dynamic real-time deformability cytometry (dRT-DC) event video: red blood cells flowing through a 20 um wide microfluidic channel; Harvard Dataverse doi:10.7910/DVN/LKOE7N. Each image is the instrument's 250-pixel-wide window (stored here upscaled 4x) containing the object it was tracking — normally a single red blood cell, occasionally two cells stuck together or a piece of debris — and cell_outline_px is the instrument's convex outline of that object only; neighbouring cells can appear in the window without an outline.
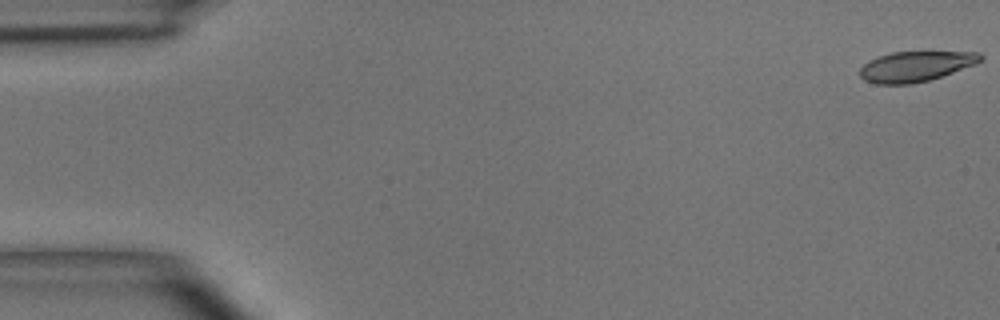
{"species": "common noctule bat (a hibernating species)", "species_latin": "Nyctalus noctula", "temperature_condition": "room temperature", "stored_images_in_passage": 51, "camera_frame_rate_fps": 3000, "um_per_image_px": 0.085, "animal": {"sex": "male", "body_mass_g": 15.6}, "frame": {"image": 1, "passage_image": 1, "time_ms": 0.0, "image_size_px": [1000, 320], "cell_outline_px": [[984, 60], [976, 64], [928, 80], [912, 84], [876, 84], [864, 80], [860, 76], [860, 68], [868, 60], [892, 52], [980, 52], [984, 56]], "centroid_in_image_um": [77.84, 5.64], "position_along_channel_um": 7.2, "area_um2": 21.21}}
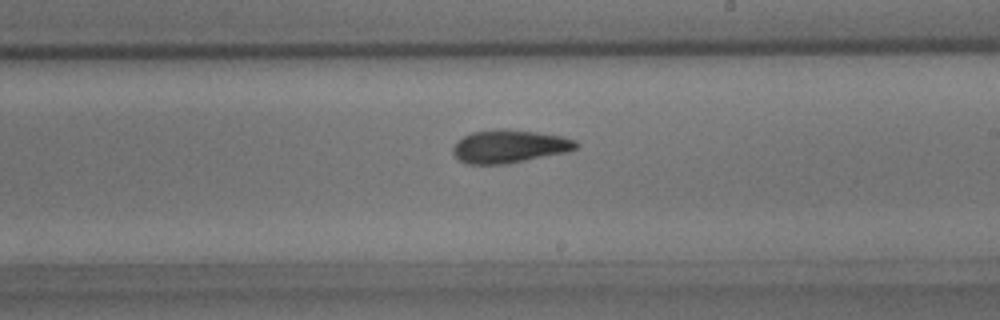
{"frame": {"image": 2, "passage_image": 30, "time_ms": 9.667, "image_size_px": [1000, 320], "cell_outline_px": [[580, 144], [576, 148], [568, 152], [508, 164], [468, 164], [460, 160], [452, 152], [452, 148], [456, 140], [472, 132], [500, 128], [536, 132], [564, 136], [576, 140]], "centroid_in_image_um": [43.31, 12.44], "position_along_channel_um": 245.7, "area_um2": 23.99}}
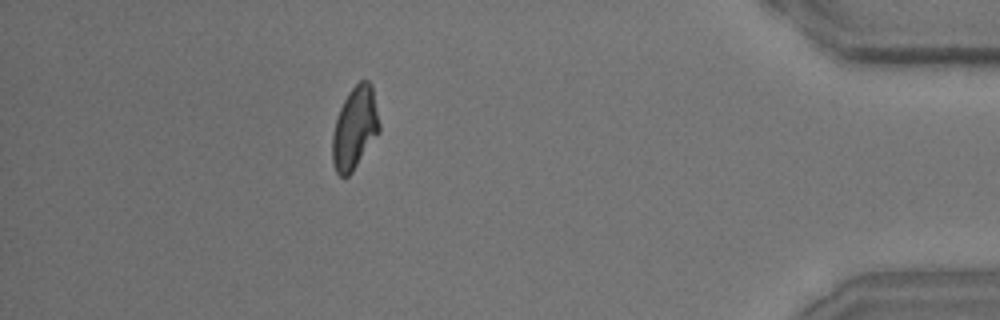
{"frame": {"image": 3, "passage_image": 46, "time_ms": 15.0, "image_size_px": [1000, 320], "cell_outline_px": [[380, 132], [352, 172], [348, 176], [340, 176], [336, 172], [332, 160], [332, 136], [336, 116], [348, 92], [360, 80], [368, 80], [372, 84], [380, 124]], "centroid_in_image_um": [30.16, 10.87], "position_along_channel_um": 405.0, "area_um2": 22.66}, "authors_computed_cell_mechanics": {"area_um2": 23.12, "velocity_mm_per_s": 3.8856, "shape_relaxation_time_tau1_ms": 7.4488, "shape_relaxation_time_tau2_ms": 3.2694, "deformation_change_tau1": 0.205, "deformation_change_tau2": 0.0998}}